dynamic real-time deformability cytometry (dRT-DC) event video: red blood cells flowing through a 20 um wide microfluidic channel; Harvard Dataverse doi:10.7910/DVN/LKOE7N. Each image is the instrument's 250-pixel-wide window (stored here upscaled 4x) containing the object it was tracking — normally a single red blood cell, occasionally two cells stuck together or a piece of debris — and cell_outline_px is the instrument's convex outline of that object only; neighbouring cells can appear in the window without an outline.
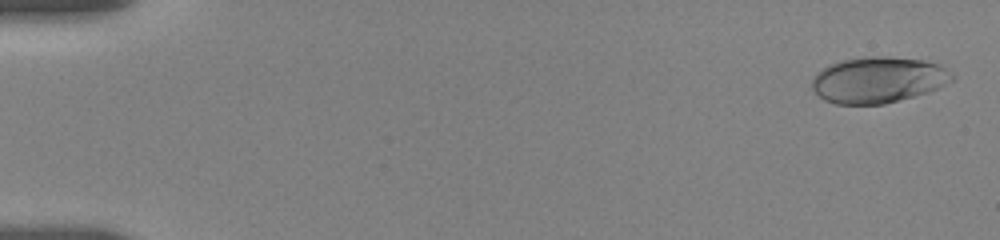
{"species": "human", "species_latin": "Homo sapiens", "temperature_condition": "room temperature", "stored_images_in_passage": 38, "camera_frame_rate_fps": 3000, "um_per_image_px": 0.085, "donor": {"sex": "female"}, "frame": {"image": 1, "passage_image": 1, "time_ms": 0.0, "image_size_px": [1000, 240], "cell_outline_px": [[956, 80], [928, 92], [884, 104], [836, 104], [824, 100], [812, 88], [812, 76], [816, 72], [828, 64], [844, 60], [872, 56], [888, 56], [924, 60], [940, 64], [956, 76]], "centroid_in_image_um": [74.67, 6.78], "position_along_channel_um": 10.3, "area_um2": 37.86}}
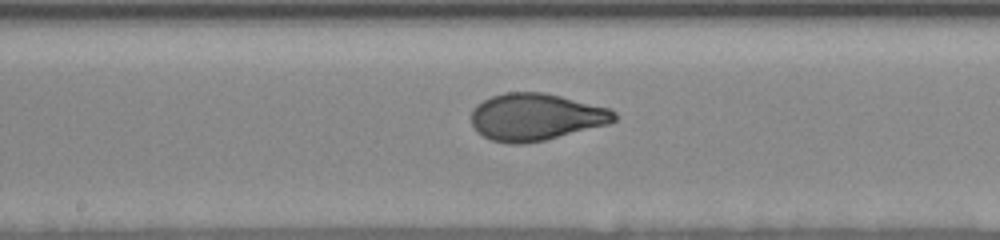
{"frame": {"image": 2, "passage_image": 20, "time_ms": 9.333, "image_size_px": [1000, 240], "cell_outline_px": [[616, 120], [608, 124], [544, 140], [524, 144], [508, 144], [492, 140], [476, 132], [472, 124], [472, 108], [476, 104], [492, 96], [504, 92], [544, 92], [608, 108], [616, 112]], "centroid_in_image_um": [45.51, 9.94], "position_along_channel_um": 202.7, "area_um2": 39.13}}
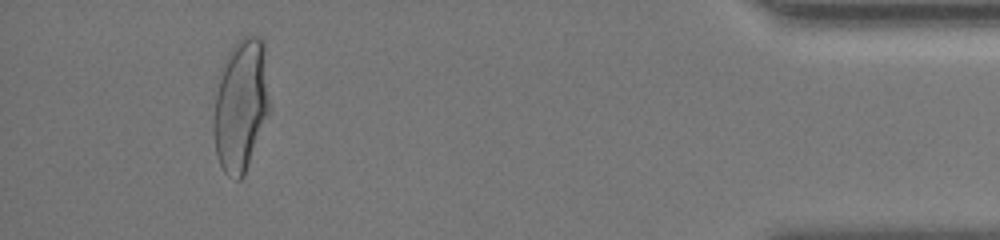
{"frame": {"image": 3, "passage_image": 36, "time_ms": 16.667, "image_size_px": [1000, 240], "cell_outline_px": [[268, 112], [244, 176], [240, 180], [236, 180], [228, 176], [224, 172], [220, 164], [216, 152], [212, 128], [216, 96], [224, 56], [244, 36], [260, 36], [264, 40], [268, 100]], "centroid_in_image_um": [20.45, 8.95], "position_along_channel_um": 414.8, "area_um2": 42.54}, "authors_computed_cell_mechanics": {"area_um2": 39.1595, "velocity_mm_per_s": 3.6402, "shape_relaxation_time_tau1_ms": 4.4762, "shape_relaxation_time_tau2_ms": null, "deformation_change_tau1": 0.1814, "deformation_change_tau2": null}}